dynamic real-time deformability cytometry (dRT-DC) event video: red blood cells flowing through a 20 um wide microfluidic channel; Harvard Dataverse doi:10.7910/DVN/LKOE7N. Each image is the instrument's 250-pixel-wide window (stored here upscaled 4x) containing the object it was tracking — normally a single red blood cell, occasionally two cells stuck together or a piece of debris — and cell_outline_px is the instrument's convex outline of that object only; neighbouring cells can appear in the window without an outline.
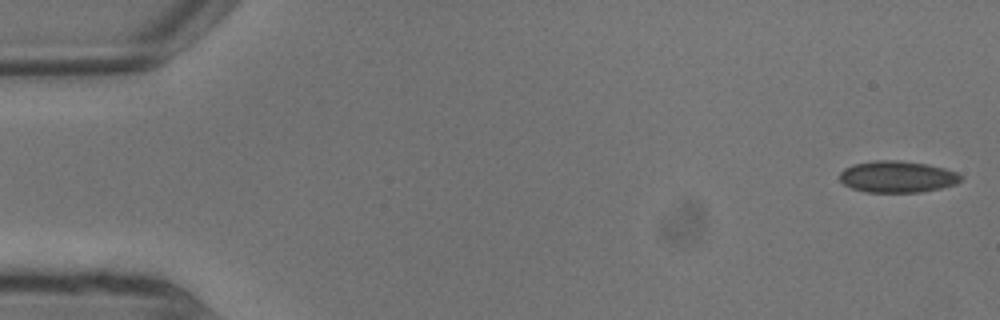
{"species": "common noctule bat (a hibernating species)", "species_latin": "Nyctalus noctula", "temperature_condition": "warm", "stored_images_in_passage": 6, "camera_frame_rate_fps": 3000, "um_per_image_px": 0.085, "animal": {"sex": "male", "body_mass_g": 13.3}, "frame": {"image": 1, "passage_image": 1, "time_ms": 0.0, "image_size_px": [1000, 320], "cell_outline_px": [[960, 180], [956, 184], [940, 188], [920, 192], [864, 192], [852, 188], [844, 184], [840, 180], [840, 172], [844, 168], [852, 164], [876, 160], [900, 160], [928, 164], [944, 168], [956, 172], [960, 176]], "centroid_in_image_um": [76.24, 15.01], "position_along_channel_um": 8.8, "area_um2": 22.31}}
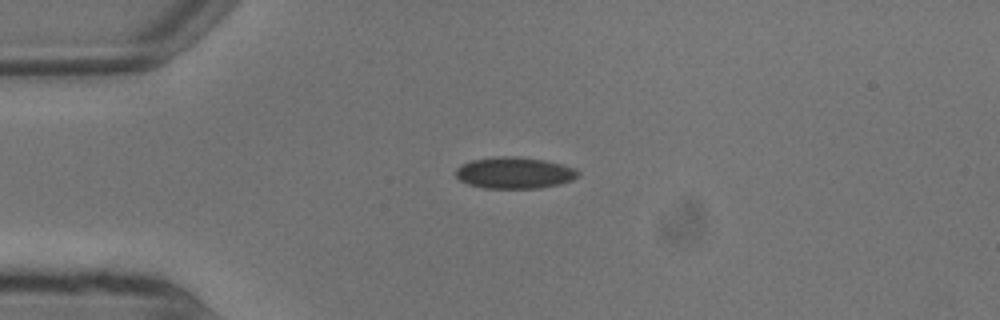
{"frame": {"image": 2, "passage_image": 5, "time_ms": 1.333, "image_size_px": [1000, 320], "cell_outline_px": [[580, 172], [572, 180], [560, 184], [540, 188], [484, 188], [468, 184], [460, 180], [456, 176], [456, 168], [460, 164], [472, 160], [496, 156], [516, 156], [544, 160], [576, 168]], "centroid_in_image_um": [43.71, 14.69], "position_along_channel_um": 41.3, "area_um2": 22.48}}